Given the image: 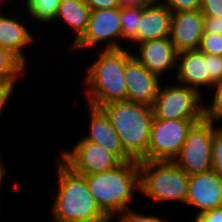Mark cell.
<instances>
[{"label":"cell","mask_w":222,"mask_h":222,"mask_svg":"<svg viewBox=\"0 0 222 222\" xmlns=\"http://www.w3.org/2000/svg\"><path fill=\"white\" fill-rule=\"evenodd\" d=\"M56 176L58 180L51 201L50 217L53 222H111L100 210L91 194L84 176L76 174L57 156Z\"/></svg>","instance_id":"obj_1"},{"label":"cell","mask_w":222,"mask_h":222,"mask_svg":"<svg viewBox=\"0 0 222 222\" xmlns=\"http://www.w3.org/2000/svg\"><path fill=\"white\" fill-rule=\"evenodd\" d=\"M98 52V53H97ZM96 58L90 61L83 77L88 105L100 108L113 102L127 101L124 72L132 52L127 47L96 51ZM98 57V58H97Z\"/></svg>","instance_id":"obj_2"},{"label":"cell","mask_w":222,"mask_h":222,"mask_svg":"<svg viewBox=\"0 0 222 222\" xmlns=\"http://www.w3.org/2000/svg\"><path fill=\"white\" fill-rule=\"evenodd\" d=\"M84 177L98 207L110 220L133 208L130 204L135 192H140L139 161L124 162L112 170Z\"/></svg>","instance_id":"obj_3"},{"label":"cell","mask_w":222,"mask_h":222,"mask_svg":"<svg viewBox=\"0 0 222 222\" xmlns=\"http://www.w3.org/2000/svg\"><path fill=\"white\" fill-rule=\"evenodd\" d=\"M108 116L112 127L117 131L126 153L136 161H141L148 152L152 107L121 101L105 104L100 107Z\"/></svg>","instance_id":"obj_4"},{"label":"cell","mask_w":222,"mask_h":222,"mask_svg":"<svg viewBox=\"0 0 222 222\" xmlns=\"http://www.w3.org/2000/svg\"><path fill=\"white\" fill-rule=\"evenodd\" d=\"M188 182L189 176L173 161H139V193L157 203L185 204Z\"/></svg>","instance_id":"obj_5"},{"label":"cell","mask_w":222,"mask_h":222,"mask_svg":"<svg viewBox=\"0 0 222 222\" xmlns=\"http://www.w3.org/2000/svg\"><path fill=\"white\" fill-rule=\"evenodd\" d=\"M166 82L168 81L161 82L157 96L151 106L153 119L204 118V94L201 95L196 89L188 86Z\"/></svg>","instance_id":"obj_6"},{"label":"cell","mask_w":222,"mask_h":222,"mask_svg":"<svg viewBox=\"0 0 222 222\" xmlns=\"http://www.w3.org/2000/svg\"><path fill=\"white\" fill-rule=\"evenodd\" d=\"M217 122L203 118L188 132L178 156L173 162L188 176L211 170L212 140Z\"/></svg>","instance_id":"obj_7"},{"label":"cell","mask_w":222,"mask_h":222,"mask_svg":"<svg viewBox=\"0 0 222 222\" xmlns=\"http://www.w3.org/2000/svg\"><path fill=\"white\" fill-rule=\"evenodd\" d=\"M119 17L120 8L91 10L87 30L75 44H70V55L80 50L84 52L90 49L94 52L97 48H122V26Z\"/></svg>","instance_id":"obj_8"},{"label":"cell","mask_w":222,"mask_h":222,"mask_svg":"<svg viewBox=\"0 0 222 222\" xmlns=\"http://www.w3.org/2000/svg\"><path fill=\"white\" fill-rule=\"evenodd\" d=\"M202 119H153L146 161H173L191 127Z\"/></svg>","instance_id":"obj_9"},{"label":"cell","mask_w":222,"mask_h":222,"mask_svg":"<svg viewBox=\"0 0 222 222\" xmlns=\"http://www.w3.org/2000/svg\"><path fill=\"white\" fill-rule=\"evenodd\" d=\"M60 154L55 155L73 172L81 176L112 170L121 164L104 147L82 137L72 148H63Z\"/></svg>","instance_id":"obj_10"},{"label":"cell","mask_w":222,"mask_h":222,"mask_svg":"<svg viewBox=\"0 0 222 222\" xmlns=\"http://www.w3.org/2000/svg\"><path fill=\"white\" fill-rule=\"evenodd\" d=\"M132 50V55L162 81L166 80V78L164 79L166 75L171 77L175 75L178 52L170 37L144 41L137 44Z\"/></svg>","instance_id":"obj_11"},{"label":"cell","mask_w":222,"mask_h":222,"mask_svg":"<svg viewBox=\"0 0 222 222\" xmlns=\"http://www.w3.org/2000/svg\"><path fill=\"white\" fill-rule=\"evenodd\" d=\"M185 204L195 215L222 207V176L213 170L190 175Z\"/></svg>","instance_id":"obj_12"},{"label":"cell","mask_w":222,"mask_h":222,"mask_svg":"<svg viewBox=\"0 0 222 222\" xmlns=\"http://www.w3.org/2000/svg\"><path fill=\"white\" fill-rule=\"evenodd\" d=\"M124 78L127 101L152 106L162 80L133 55L126 62Z\"/></svg>","instance_id":"obj_13"},{"label":"cell","mask_w":222,"mask_h":222,"mask_svg":"<svg viewBox=\"0 0 222 222\" xmlns=\"http://www.w3.org/2000/svg\"><path fill=\"white\" fill-rule=\"evenodd\" d=\"M9 10L10 7L5 14L0 15V46L9 50L28 67L30 64L28 63V57L26 56L28 51L26 52V50H28L27 47L33 46L36 42V37H34L36 31L25 20H21V16L17 18L15 17L16 14H13V16L8 14V12L10 13Z\"/></svg>","instance_id":"obj_14"},{"label":"cell","mask_w":222,"mask_h":222,"mask_svg":"<svg viewBox=\"0 0 222 222\" xmlns=\"http://www.w3.org/2000/svg\"><path fill=\"white\" fill-rule=\"evenodd\" d=\"M89 112L88 133L82 138L104 147L121 163L134 161L124 150L117 131L112 127L108 116L101 108L87 104Z\"/></svg>","instance_id":"obj_15"},{"label":"cell","mask_w":222,"mask_h":222,"mask_svg":"<svg viewBox=\"0 0 222 222\" xmlns=\"http://www.w3.org/2000/svg\"><path fill=\"white\" fill-rule=\"evenodd\" d=\"M176 78L178 84L196 89L201 95L202 91L209 89L208 54L200 49L184 50L177 53ZM201 90V91H200Z\"/></svg>","instance_id":"obj_16"},{"label":"cell","mask_w":222,"mask_h":222,"mask_svg":"<svg viewBox=\"0 0 222 222\" xmlns=\"http://www.w3.org/2000/svg\"><path fill=\"white\" fill-rule=\"evenodd\" d=\"M203 33L201 10L172 13L169 37L177 52L199 49Z\"/></svg>","instance_id":"obj_17"},{"label":"cell","mask_w":222,"mask_h":222,"mask_svg":"<svg viewBox=\"0 0 222 222\" xmlns=\"http://www.w3.org/2000/svg\"><path fill=\"white\" fill-rule=\"evenodd\" d=\"M171 18L172 11L161 2L154 1L151 5L143 7L137 28V44L169 37Z\"/></svg>","instance_id":"obj_18"},{"label":"cell","mask_w":222,"mask_h":222,"mask_svg":"<svg viewBox=\"0 0 222 222\" xmlns=\"http://www.w3.org/2000/svg\"><path fill=\"white\" fill-rule=\"evenodd\" d=\"M90 11V8L84 0H61L56 18L51 26L54 27V25L64 22L66 24L64 26L65 29L66 27H69L70 32L71 30L73 33L75 32L72 35L74 39L71 41V44L73 45L86 32Z\"/></svg>","instance_id":"obj_19"},{"label":"cell","mask_w":222,"mask_h":222,"mask_svg":"<svg viewBox=\"0 0 222 222\" xmlns=\"http://www.w3.org/2000/svg\"><path fill=\"white\" fill-rule=\"evenodd\" d=\"M60 1L61 0H20L18 3H24L22 4L25 6L23 10L21 5V11H23L22 16H26L27 18L29 17L28 19H30L31 23L34 22L33 27L36 28L37 25H51L52 22H54ZM24 11L26 15L24 14Z\"/></svg>","instance_id":"obj_20"},{"label":"cell","mask_w":222,"mask_h":222,"mask_svg":"<svg viewBox=\"0 0 222 222\" xmlns=\"http://www.w3.org/2000/svg\"><path fill=\"white\" fill-rule=\"evenodd\" d=\"M142 12L143 7L141 6L120 7L119 19L122 26V48L127 47L132 51V47L137 45V28L139 27V17L142 16Z\"/></svg>","instance_id":"obj_21"},{"label":"cell","mask_w":222,"mask_h":222,"mask_svg":"<svg viewBox=\"0 0 222 222\" xmlns=\"http://www.w3.org/2000/svg\"><path fill=\"white\" fill-rule=\"evenodd\" d=\"M27 67L9 50L0 46V77L25 78Z\"/></svg>","instance_id":"obj_22"},{"label":"cell","mask_w":222,"mask_h":222,"mask_svg":"<svg viewBox=\"0 0 222 222\" xmlns=\"http://www.w3.org/2000/svg\"><path fill=\"white\" fill-rule=\"evenodd\" d=\"M212 93L214 95L211 96L213 98H211L212 101L209 102V99H204L207 102L206 104H204V117L207 119H211L213 121H216L218 123H221L222 121V80L218 81L216 83L213 84L212 87ZM210 105H209V104Z\"/></svg>","instance_id":"obj_23"},{"label":"cell","mask_w":222,"mask_h":222,"mask_svg":"<svg viewBox=\"0 0 222 222\" xmlns=\"http://www.w3.org/2000/svg\"><path fill=\"white\" fill-rule=\"evenodd\" d=\"M23 78H3L0 77V119L2 118V113L4 109L10 107V97L16 94V87L17 83L22 80ZM1 121V120H0Z\"/></svg>","instance_id":"obj_24"},{"label":"cell","mask_w":222,"mask_h":222,"mask_svg":"<svg viewBox=\"0 0 222 222\" xmlns=\"http://www.w3.org/2000/svg\"><path fill=\"white\" fill-rule=\"evenodd\" d=\"M211 170L222 176V125L217 123L212 140Z\"/></svg>","instance_id":"obj_25"},{"label":"cell","mask_w":222,"mask_h":222,"mask_svg":"<svg viewBox=\"0 0 222 222\" xmlns=\"http://www.w3.org/2000/svg\"><path fill=\"white\" fill-rule=\"evenodd\" d=\"M117 217V218H116ZM165 222V218L156 216V215H148L147 213H143L142 211H135L134 208L128 209L125 212L115 216V218L111 219V222Z\"/></svg>","instance_id":"obj_26"},{"label":"cell","mask_w":222,"mask_h":222,"mask_svg":"<svg viewBox=\"0 0 222 222\" xmlns=\"http://www.w3.org/2000/svg\"><path fill=\"white\" fill-rule=\"evenodd\" d=\"M199 49L206 54L222 56V35L204 32Z\"/></svg>","instance_id":"obj_27"},{"label":"cell","mask_w":222,"mask_h":222,"mask_svg":"<svg viewBox=\"0 0 222 222\" xmlns=\"http://www.w3.org/2000/svg\"><path fill=\"white\" fill-rule=\"evenodd\" d=\"M172 13L200 10L201 0H161Z\"/></svg>","instance_id":"obj_28"},{"label":"cell","mask_w":222,"mask_h":222,"mask_svg":"<svg viewBox=\"0 0 222 222\" xmlns=\"http://www.w3.org/2000/svg\"><path fill=\"white\" fill-rule=\"evenodd\" d=\"M208 73L211 91L213 84L222 80V56L208 54Z\"/></svg>","instance_id":"obj_29"},{"label":"cell","mask_w":222,"mask_h":222,"mask_svg":"<svg viewBox=\"0 0 222 222\" xmlns=\"http://www.w3.org/2000/svg\"><path fill=\"white\" fill-rule=\"evenodd\" d=\"M200 10L204 16L222 18V0H201Z\"/></svg>","instance_id":"obj_30"},{"label":"cell","mask_w":222,"mask_h":222,"mask_svg":"<svg viewBox=\"0 0 222 222\" xmlns=\"http://www.w3.org/2000/svg\"><path fill=\"white\" fill-rule=\"evenodd\" d=\"M193 222H222V207L194 215Z\"/></svg>","instance_id":"obj_31"},{"label":"cell","mask_w":222,"mask_h":222,"mask_svg":"<svg viewBox=\"0 0 222 222\" xmlns=\"http://www.w3.org/2000/svg\"><path fill=\"white\" fill-rule=\"evenodd\" d=\"M204 32L222 35V18L204 16Z\"/></svg>","instance_id":"obj_32"},{"label":"cell","mask_w":222,"mask_h":222,"mask_svg":"<svg viewBox=\"0 0 222 222\" xmlns=\"http://www.w3.org/2000/svg\"><path fill=\"white\" fill-rule=\"evenodd\" d=\"M90 10L120 8L118 0H84Z\"/></svg>","instance_id":"obj_33"},{"label":"cell","mask_w":222,"mask_h":222,"mask_svg":"<svg viewBox=\"0 0 222 222\" xmlns=\"http://www.w3.org/2000/svg\"><path fill=\"white\" fill-rule=\"evenodd\" d=\"M120 7H132V6H141L145 7L151 5L153 0H118Z\"/></svg>","instance_id":"obj_34"},{"label":"cell","mask_w":222,"mask_h":222,"mask_svg":"<svg viewBox=\"0 0 222 222\" xmlns=\"http://www.w3.org/2000/svg\"><path fill=\"white\" fill-rule=\"evenodd\" d=\"M2 157L3 156H1V152H0V192H1V190H2V186H3V183H4V179H5V177H7L6 175V173H7V165H5V160L4 159H2Z\"/></svg>","instance_id":"obj_35"},{"label":"cell","mask_w":222,"mask_h":222,"mask_svg":"<svg viewBox=\"0 0 222 222\" xmlns=\"http://www.w3.org/2000/svg\"><path fill=\"white\" fill-rule=\"evenodd\" d=\"M5 2H6V4H7V2H9V1L0 0V15L3 14V12L5 13V12L7 11V9H5V11H4V10H3V7H2Z\"/></svg>","instance_id":"obj_36"}]
</instances>
